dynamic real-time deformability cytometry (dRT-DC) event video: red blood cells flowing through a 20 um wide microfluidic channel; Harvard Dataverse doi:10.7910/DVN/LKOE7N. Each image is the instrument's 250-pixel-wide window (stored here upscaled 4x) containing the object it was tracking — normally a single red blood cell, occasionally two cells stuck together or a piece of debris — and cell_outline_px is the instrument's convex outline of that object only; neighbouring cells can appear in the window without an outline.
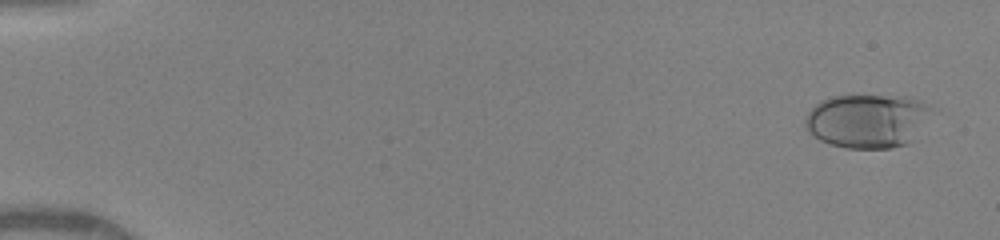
{"species": "human", "species_latin": "Homo sapiens", "temperature_condition": "warm", "stored_images_in_passage": 51, "camera_frame_rate_fps": 3000, "um_per_image_px": 0.085, "donor": {"sex": "female"}, "frame": {"image": 1, "passage_image": 3, "time_ms": 0.667, "image_size_px": [1000, 240], "cell_outline_px": [[936, 108], [916, 140], [908, 144], [892, 148], [844, 148], [828, 144], [820, 140], [808, 132], [804, 128], [804, 120], [808, 112], [816, 104], [832, 96], [908, 96], [928, 104]], "centroid_in_image_um": [73.8, 10.29], "position_along_channel_um": 11.2, "area_um2": 40.52}}
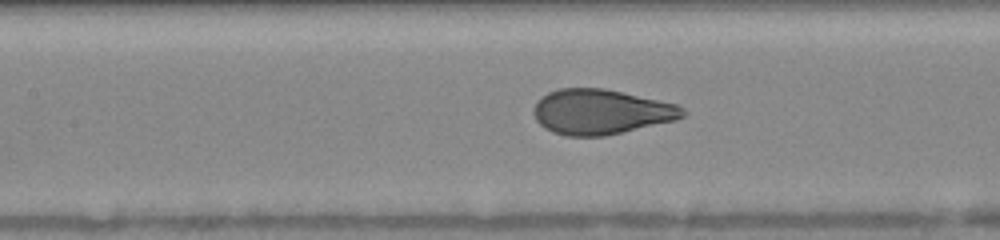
{"frame": {"image": 2, "passage_image": 25, "time_ms": 8.0, "image_size_px": [1000, 240], "cell_outline_px": [[688, 112], [684, 116], [676, 120], [604, 136], [568, 136], [552, 132], [544, 128], [536, 120], [532, 112], [532, 108], [536, 100], [548, 92], [560, 88], [604, 88], [680, 104]], "centroid_in_image_um": [51.08, 9.5], "position_along_channel_um": 156.3, "area_um2": 39.54}}
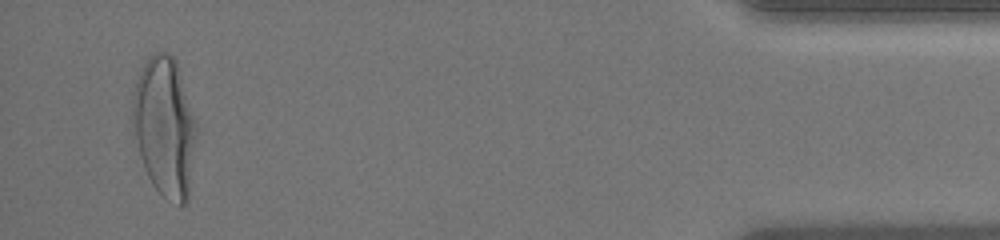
{"frame": {"image": 3, "passage_image": 49, "time_ms": 16.0, "image_size_px": [1000, 240], "cell_outline_px": [[196, 136], [188, 204], [180, 208], [164, 196], [152, 184], [144, 168], [140, 156], [132, 128], [132, 100], [136, 84], [140, 72], [148, 56], [152, 52], [168, 52], [176, 60], [196, 120]], "centroid_in_image_um": [14.01, 10.8], "position_along_channel_um": 421.2, "area_um2": 52.19}, "authors_computed_cell_mechanics": {"area_um2": 39.5352, "velocity_mm_per_s": 4.1027, "shape_relaxation_time_tau1_ms": 4.1856, "shape_relaxation_time_tau2_ms": null, "deformation_change_tau1": 0.2006, "deformation_change_tau2": null}}